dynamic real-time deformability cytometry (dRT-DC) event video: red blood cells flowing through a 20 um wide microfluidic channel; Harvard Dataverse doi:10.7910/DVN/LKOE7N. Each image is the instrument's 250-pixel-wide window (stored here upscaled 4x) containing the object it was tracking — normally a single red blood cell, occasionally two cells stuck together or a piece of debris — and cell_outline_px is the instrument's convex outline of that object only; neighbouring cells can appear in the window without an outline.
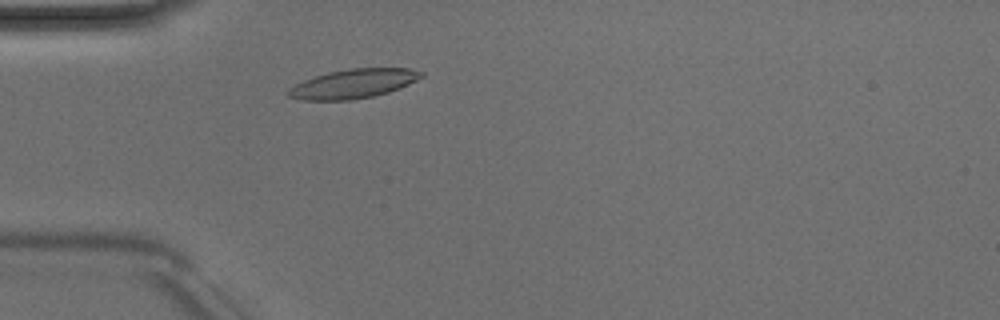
{"species": "Egyptian fruit bat (a non-hibernating species)", "species_latin": "Rousettus aegyptiacus", "temperature_condition": "room temperature", "stored_images_in_passage": 2, "camera_frame_rate_fps": 3000, "um_per_image_px": 0.085, "animal": {"sex": "male"}, "frame": {"image": 1, "passage_image": 2, "time_ms": 1.0, "image_size_px": [1000, 320], "cell_outline_px": [[424, 76], [408, 84], [388, 92], [372, 96], [352, 100], [304, 100], [288, 96], [284, 92], [288, 88], [304, 80], [328, 72], [348, 68], [408, 68], [424, 72]], "centroid_in_image_um": [30.01, 7.11], "position_along_channel_um": 55.0, "area_um2": 22.54}}